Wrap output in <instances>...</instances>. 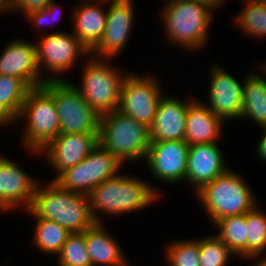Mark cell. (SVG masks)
Wrapping results in <instances>:
<instances>
[{
  "instance_id": "obj_37",
  "label": "cell",
  "mask_w": 266,
  "mask_h": 266,
  "mask_svg": "<svg viewBox=\"0 0 266 266\" xmlns=\"http://www.w3.org/2000/svg\"><path fill=\"white\" fill-rule=\"evenodd\" d=\"M254 266H266V256L264 258H260V261L253 264Z\"/></svg>"
},
{
  "instance_id": "obj_3",
  "label": "cell",
  "mask_w": 266,
  "mask_h": 266,
  "mask_svg": "<svg viewBox=\"0 0 266 266\" xmlns=\"http://www.w3.org/2000/svg\"><path fill=\"white\" fill-rule=\"evenodd\" d=\"M164 7L162 19L167 38L190 50L205 44L212 9L217 8L212 1H169Z\"/></svg>"
},
{
  "instance_id": "obj_36",
  "label": "cell",
  "mask_w": 266,
  "mask_h": 266,
  "mask_svg": "<svg viewBox=\"0 0 266 266\" xmlns=\"http://www.w3.org/2000/svg\"><path fill=\"white\" fill-rule=\"evenodd\" d=\"M13 8V0H0V13L6 10L11 11Z\"/></svg>"
},
{
  "instance_id": "obj_28",
  "label": "cell",
  "mask_w": 266,
  "mask_h": 266,
  "mask_svg": "<svg viewBox=\"0 0 266 266\" xmlns=\"http://www.w3.org/2000/svg\"><path fill=\"white\" fill-rule=\"evenodd\" d=\"M246 6L234 20L248 35L266 36V6L257 0H245Z\"/></svg>"
},
{
  "instance_id": "obj_31",
  "label": "cell",
  "mask_w": 266,
  "mask_h": 266,
  "mask_svg": "<svg viewBox=\"0 0 266 266\" xmlns=\"http://www.w3.org/2000/svg\"><path fill=\"white\" fill-rule=\"evenodd\" d=\"M166 249L169 266H200L199 240L172 242Z\"/></svg>"
},
{
  "instance_id": "obj_22",
  "label": "cell",
  "mask_w": 266,
  "mask_h": 266,
  "mask_svg": "<svg viewBox=\"0 0 266 266\" xmlns=\"http://www.w3.org/2000/svg\"><path fill=\"white\" fill-rule=\"evenodd\" d=\"M83 5V6H82ZM74 9V35L91 52L101 41L106 26L107 13L94 3L85 2Z\"/></svg>"
},
{
  "instance_id": "obj_2",
  "label": "cell",
  "mask_w": 266,
  "mask_h": 266,
  "mask_svg": "<svg viewBox=\"0 0 266 266\" xmlns=\"http://www.w3.org/2000/svg\"><path fill=\"white\" fill-rule=\"evenodd\" d=\"M158 196V191L150 184L125 174L116 175L93 188L88 199L95 223H102L97 215L99 210L110 215L133 212L150 205Z\"/></svg>"
},
{
  "instance_id": "obj_5",
  "label": "cell",
  "mask_w": 266,
  "mask_h": 266,
  "mask_svg": "<svg viewBox=\"0 0 266 266\" xmlns=\"http://www.w3.org/2000/svg\"><path fill=\"white\" fill-rule=\"evenodd\" d=\"M196 194L214 224L219 219L247 213L257 206L250 187L230 168Z\"/></svg>"
},
{
  "instance_id": "obj_40",
  "label": "cell",
  "mask_w": 266,
  "mask_h": 266,
  "mask_svg": "<svg viewBox=\"0 0 266 266\" xmlns=\"http://www.w3.org/2000/svg\"><path fill=\"white\" fill-rule=\"evenodd\" d=\"M260 4H263L264 6H266V0H257Z\"/></svg>"
},
{
  "instance_id": "obj_6",
  "label": "cell",
  "mask_w": 266,
  "mask_h": 266,
  "mask_svg": "<svg viewBox=\"0 0 266 266\" xmlns=\"http://www.w3.org/2000/svg\"><path fill=\"white\" fill-rule=\"evenodd\" d=\"M26 118L24 146L29 152L39 154L60 130L54 97L43 87L31 88L27 93L18 119Z\"/></svg>"
},
{
  "instance_id": "obj_19",
  "label": "cell",
  "mask_w": 266,
  "mask_h": 266,
  "mask_svg": "<svg viewBox=\"0 0 266 266\" xmlns=\"http://www.w3.org/2000/svg\"><path fill=\"white\" fill-rule=\"evenodd\" d=\"M193 101L183 102L176 97L163 96L149 128L151 141L185 140L186 114Z\"/></svg>"
},
{
  "instance_id": "obj_7",
  "label": "cell",
  "mask_w": 266,
  "mask_h": 266,
  "mask_svg": "<svg viewBox=\"0 0 266 266\" xmlns=\"http://www.w3.org/2000/svg\"><path fill=\"white\" fill-rule=\"evenodd\" d=\"M43 87L54 97L60 134L99 133L100 115L85 101L73 83L46 81Z\"/></svg>"
},
{
  "instance_id": "obj_13",
  "label": "cell",
  "mask_w": 266,
  "mask_h": 266,
  "mask_svg": "<svg viewBox=\"0 0 266 266\" xmlns=\"http://www.w3.org/2000/svg\"><path fill=\"white\" fill-rule=\"evenodd\" d=\"M39 70L35 44L19 39L11 41L0 56V74L20 78L30 88L43 86L46 81H63L54 74L41 79Z\"/></svg>"
},
{
  "instance_id": "obj_33",
  "label": "cell",
  "mask_w": 266,
  "mask_h": 266,
  "mask_svg": "<svg viewBox=\"0 0 266 266\" xmlns=\"http://www.w3.org/2000/svg\"><path fill=\"white\" fill-rule=\"evenodd\" d=\"M53 0H13V8L22 11L26 16L31 12L46 8Z\"/></svg>"
},
{
  "instance_id": "obj_18",
  "label": "cell",
  "mask_w": 266,
  "mask_h": 266,
  "mask_svg": "<svg viewBox=\"0 0 266 266\" xmlns=\"http://www.w3.org/2000/svg\"><path fill=\"white\" fill-rule=\"evenodd\" d=\"M216 142L190 145L187 155L186 181L192 183L195 192L210 183L229 168Z\"/></svg>"
},
{
  "instance_id": "obj_9",
  "label": "cell",
  "mask_w": 266,
  "mask_h": 266,
  "mask_svg": "<svg viewBox=\"0 0 266 266\" xmlns=\"http://www.w3.org/2000/svg\"><path fill=\"white\" fill-rule=\"evenodd\" d=\"M121 166L122 163L99 144L85 159L53 180L65 190L88 195L93 188L118 175Z\"/></svg>"
},
{
  "instance_id": "obj_14",
  "label": "cell",
  "mask_w": 266,
  "mask_h": 266,
  "mask_svg": "<svg viewBox=\"0 0 266 266\" xmlns=\"http://www.w3.org/2000/svg\"><path fill=\"white\" fill-rule=\"evenodd\" d=\"M110 1V8L106 12V26L102 39L90 52L92 56H96L95 58L103 57L104 59H110L119 54L118 52L122 51L125 45H127V39L133 24L134 7L132 0Z\"/></svg>"
},
{
  "instance_id": "obj_8",
  "label": "cell",
  "mask_w": 266,
  "mask_h": 266,
  "mask_svg": "<svg viewBox=\"0 0 266 266\" xmlns=\"http://www.w3.org/2000/svg\"><path fill=\"white\" fill-rule=\"evenodd\" d=\"M93 58L83 69L82 86L76 89L85 101L101 116L118 109L121 88L126 78L120 70L106 63L104 58ZM105 62V63H104Z\"/></svg>"
},
{
  "instance_id": "obj_23",
  "label": "cell",
  "mask_w": 266,
  "mask_h": 266,
  "mask_svg": "<svg viewBox=\"0 0 266 266\" xmlns=\"http://www.w3.org/2000/svg\"><path fill=\"white\" fill-rule=\"evenodd\" d=\"M251 117L261 127L266 126V80L258 74H247L243 86L241 117Z\"/></svg>"
},
{
  "instance_id": "obj_4",
  "label": "cell",
  "mask_w": 266,
  "mask_h": 266,
  "mask_svg": "<svg viewBox=\"0 0 266 266\" xmlns=\"http://www.w3.org/2000/svg\"><path fill=\"white\" fill-rule=\"evenodd\" d=\"M99 144L122 164L146 158L151 144L150 129L114 110L100 116Z\"/></svg>"
},
{
  "instance_id": "obj_30",
  "label": "cell",
  "mask_w": 266,
  "mask_h": 266,
  "mask_svg": "<svg viewBox=\"0 0 266 266\" xmlns=\"http://www.w3.org/2000/svg\"><path fill=\"white\" fill-rule=\"evenodd\" d=\"M200 266H226L234 253L217 236H208L199 240Z\"/></svg>"
},
{
  "instance_id": "obj_27",
  "label": "cell",
  "mask_w": 266,
  "mask_h": 266,
  "mask_svg": "<svg viewBox=\"0 0 266 266\" xmlns=\"http://www.w3.org/2000/svg\"><path fill=\"white\" fill-rule=\"evenodd\" d=\"M30 89L22 79L0 74V102L16 118Z\"/></svg>"
},
{
  "instance_id": "obj_12",
  "label": "cell",
  "mask_w": 266,
  "mask_h": 266,
  "mask_svg": "<svg viewBox=\"0 0 266 266\" xmlns=\"http://www.w3.org/2000/svg\"><path fill=\"white\" fill-rule=\"evenodd\" d=\"M39 44V45H38ZM36 44V54L39 69L44 65L46 70L56 74L69 70L78 59V55L90 52L81 44L74 34L53 32L41 38Z\"/></svg>"
},
{
  "instance_id": "obj_10",
  "label": "cell",
  "mask_w": 266,
  "mask_h": 266,
  "mask_svg": "<svg viewBox=\"0 0 266 266\" xmlns=\"http://www.w3.org/2000/svg\"><path fill=\"white\" fill-rule=\"evenodd\" d=\"M161 93L155 77L127 74L121 88L117 110L150 128L158 104L164 96Z\"/></svg>"
},
{
  "instance_id": "obj_17",
  "label": "cell",
  "mask_w": 266,
  "mask_h": 266,
  "mask_svg": "<svg viewBox=\"0 0 266 266\" xmlns=\"http://www.w3.org/2000/svg\"><path fill=\"white\" fill-rule=\"evenodd\" d=\"M209 106L223 122L225 119L241 118L243 86L222 67L215 64L211 70Z\"/></svg>"
},
{
  "instance_id": "obj_16",
  "label": "cell",
  "mask_w": 266,
  "mask_h": 266,
  "mask_svg": "<svg viewBox=\"0 0 266 266\" xmlns=\"http://www.w3.org/2000/svg\"><path fill=\"white\" fill-rule=\"evenodd\" d=\"M37 185L18 165L0 156V210H14L21 204L28 210Z\"/></svg>"
},
{
  "instance_id": "obj_38",
  "label": "cell",
  "mask_w": 266,
  "mask_h": 266,
  "mask_svg": "<svg viewBox=\"0 0 266 266\" xmlns=\"http://www.w3.org/2000/svg\"><path fill=\"white\" fill-rule=\"evenodd\" d=\"M226 0H212V2L218 7L222 4V2H224Z\"/></svg>"
},
{
  "instance_id": "obj_35",
  "label": "cell",
  "mask_w": 266,
  "mask_h": 266,
  "mask_svg": "<svg viewBox=\"0 0 266 266\" xmlns=\"http://www.w3.org/2000/svg\"><path fill=\"white\" fill-rule=\"evenodd\" d=\"M262 131L264 135L261 136L259 146L257 145V155L260 159L266 161V126L262 127Z\"/></svg>"
},
{
  "instance_id": "obj_15",
  "label": "cell",
  "mask_w": 266,
  "mask_h": 266,
  "mask_svg": "<svg viewBox=\"0 0 266 266\" xmlns=\"http://www.w3.org/2000/svg\"><path fill=\"white\" fill-rule=\"evenodd\" d=\"M97 145H99V133H59L39 153L47 154V161L58 176L65 169L85 159Z\"/></svg>"
},
{
  "instance_id": "obj_24",
  "label": "cell",
  "mask_w": 266,
  "mask_h": 266,
  "mask_svg": "<svg viewBox=\"0 0 266 266\" xmlns=\"http://www.w3.org/2000/svg\"><path fill=\"white\" fill-rule=\"evenodd\" d=\"M219 229L217 235L234 253L247 258V225L246 213L227 216L214 224Z\"/></svg>"
},
{
  "instance_id": "obj_20",
  "label": "cell",
  "mask_w": 266,
  "mask_h": 266,
  "mask_svg": "<svg viewBox=\"0 0 266 266\" xmlns=\"http://www.w3.org/2000/svg\"><path fill=\"white\" fill-rule=\"evenodd\" d=\"M222 120L196 99L188 106L185 141L189 145L212 143L218 139Z\"/></svg>"
},
{
  "instance_id": "obj_39",
  "label": "cell",
  "mask_w": 266,
  "mask_h": 266,
  "mask_svg": "<svg viewBox=\"0 0 266 266\" xmlns=\"http://www.w3.org/2000/svg\"><path fill=\"white\" fill-rule=\"evenodd\" d=\"M170 1H212V0H170Z\"/></svg>"
},
{
  "instance_id": "obj_1",
  "label": "cell",
  "mask_w": 266,
  "mask_h": 266,
  "mask_svg": "<svg viewBox=\"0 0 266 266\" xmlns=\"http://www.w3.org/2000/svg\"><path fill=\"white\" fill-rule=\"evenodd\" d=\"M39 185L29 208L36 217L56 222L70 233H82L95 223L88 195L65 190L54 180L45 188Z\"/></svg>"
},
{
  "instance_id": "obj_29",
  "label": "cell",
  "mask_w": 266,
  "mask_h": 266,
  "mask_svg": "<svg viewBox=\"0 0 266 266\" xmlns=\"http://www.w3.org/2000/svg\"><path fill=\"white\" fill-rule=\"evenodd\" d=\"M58 255L59 266H92L85 244V231L71 233Z\"/></svg>"
},
{
  "instance_id": "obj_11",
  "label": "cell",
  "mask_w": 266,
  "mask_h": 266,
  "mask_svg": "<svg viewBox=\"0 0 266 266\" xmlns=\"http://www.w3.org/2000/svg\"><path fill=\"white\" fill-rule=\"evenodd\" d=\"M189 146L185 140L151 141L145 159L151 174L167 183L186 181Z\"/></svg>"
},
{
  "instance_id": "obj_41",
  "label": "cell",
  "mask_w": 266,
  "mask_h": 266,
  "mask_svg": "<svg viewBox=\"0 0 266 266\" xmlns=\"http://www.w3.org/2000/svg\"><path fill=\"white\" fill-rule=\"evenodd\" d=\"M263 68H264L263 70H264L265 73H266V65H265V64L263 65Z\"/></svg>"
},
{
  "instance_id": "obj_25",
  "label": "cell",
  "mask_w": 266,
  "mask_h": 266,
  "mask_svg": "<svg viewBox=\"0 0 266 266\" xmlns=\"http://www.w3.org/2000/svg\"><path fill=\"white\" fill-rule=\"evenodd\" d=\"M27 211L37 219L32 243L42 252L58 255L71 233L56 222L38 218L29 209Z\"/></svg>"
},
{
  "instance_id": "obj_34",
  "label": "cell",
  "mask_w": 266,
  "mask_h": 266,
  "mask_svg": "<svg viewBox=\"0 0 266 266\" xmlns=\"http://www.w3.org/2000/svg\"><path fill=\"white\" fill-rule=\"evenodd\" d=\"M17 120V118L0 102V125H6Z\"/></svg>"
},
{
  "instance_id": "obj_26",
  "label": "cell",
  "mask_w": 266,
  "mask_h": 266,
  "mask_svg": "<svg viewBox=\"0 0 266 266\" xmlns=\"http://www.w3.org/2000/svg\"><path fill=\"white\" fill-rule=\"evenodd\" d=\"M247 258L261 255L266 249V214L256 207L246 213Z\"/></svg>"
},
{
  "instance_id": "obj_32",
  "label": "cell",
  "mask_w": 266,
  "mask_h": 266,
  "mask_svg": "<svg viewBox=\"0 0 266 266\" xmlns=\"http://www.w3.org/2000/svg\"><path fill=\"white\" fill-rule=\"evenodd\" d=\"M58 8H59V5L57 6L55 1H51L50 4L46 8L31 12L28 15H26L25 18H27L29 22L31 21V23L36 25L35 27L40 28V26H43L44 28V25L46 23L50 22L49 24H51V22L55 21V19L57 18L56 15H58L57 14Z\"/></svg>"
},
{
  "instance_id": "obj_21",
  "label": "cell",
  "mask_w": 266,
  "mask_h": 266,
  "mask_svg": "<svg viewBox=\"0 0 266 266\" xmlns=\"http://www.w3.org/2000/svg\"><path fill=\"white\" fill-rule=\"evenodd\" d=\"M101 223L85 230V244L92 266H128L116 239L107 234Z\"/></svg>"
}]
</instances>
